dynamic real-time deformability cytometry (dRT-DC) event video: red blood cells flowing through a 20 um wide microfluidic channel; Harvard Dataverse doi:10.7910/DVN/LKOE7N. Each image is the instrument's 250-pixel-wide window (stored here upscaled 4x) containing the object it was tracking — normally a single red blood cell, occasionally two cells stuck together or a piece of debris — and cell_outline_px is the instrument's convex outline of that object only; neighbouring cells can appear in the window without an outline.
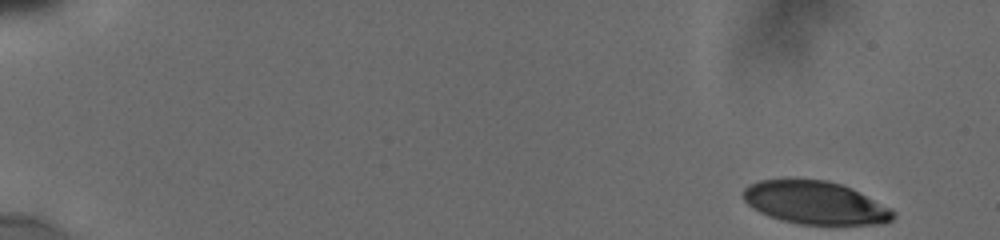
{"species": "human", "species_latin": "Homo sapiens", "temperature_condition": "cold", "stored_images_in_passage": 64, "camera_frame_rate_fps": 3000, "um_per_image_px": 0.085, "donor": {"sex": "male"}, "frame": {"image": 1, "passage_image": 1, "time_ms": 0.0, "image_size_px": [1000, 240], "cell_outline_px": [[896, 212], [892, 220], [884, 224], [796, 224], [780, 220], [768, 216], [752, 208], [744, 200], [744, 188], [748, 184], [760, 180], [828, 180], [840, 184], [892, 208]], "centroid_in_image_um": [69.28, 17.25], "position_along_channel_um": 15.7, "area_um2": 37.28}}
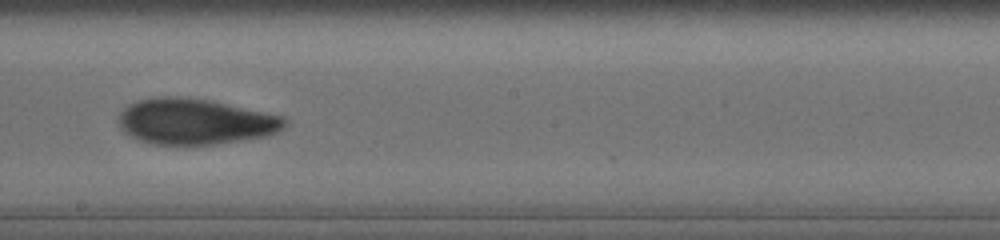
{"frame": {"image": 2, "passage_image": 45, "time_ms": 10.0, "image_size_px": [1000, 240], "cell_outline_px": [[288, 124], [280, 132], [268, 136], [216, 144], [152, 144], [136, 140], [124, 132], [120, 124], [120, 112], [124, 108], [140, 100], [164, 96], [168, 96], [208, 100], [284, 116], [288, 120]], "centroid_in_image_um": [16.65, 10.35], "position_along_channel_um": 231.6, "area_um2": 44.1}}
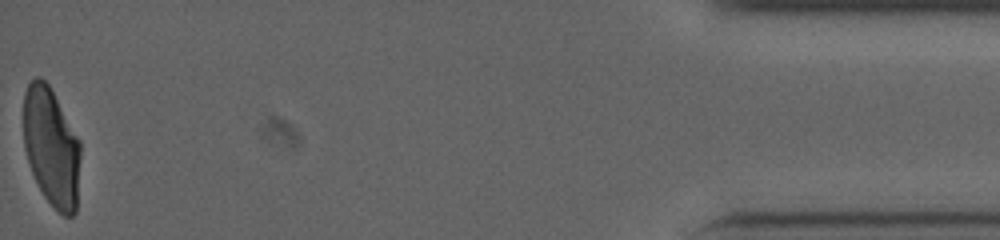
{"frame": {"image": 3, "passage_image": 64, "time_ms": 17.333, "image_size_px": [1000, 240], "cell_outline_px": [[80, 156], [76, 212], [72, 216], [64, 216], [44, 196], [32, 172], [24, 148], [24, 92], [28, 84], [36, 76], [40, 76], [48, 84], [80, 140]], "centroid_in_image_um": [4.37, 12.48], "position_along_channel_um": 430.8, "area_um2": 39.07}, "authors_computed_cell_mechanics": {"area_um2": 43.35, "velocity_mm_per_s": 3.8136, "shape_relaxation_time_tau1_ms": 6.8873, "shape_relaxation_time_tau2_ms": 2.25, "deformation_change_tau1": 0.2066, "deformation_change_tau2": 0.0836}}